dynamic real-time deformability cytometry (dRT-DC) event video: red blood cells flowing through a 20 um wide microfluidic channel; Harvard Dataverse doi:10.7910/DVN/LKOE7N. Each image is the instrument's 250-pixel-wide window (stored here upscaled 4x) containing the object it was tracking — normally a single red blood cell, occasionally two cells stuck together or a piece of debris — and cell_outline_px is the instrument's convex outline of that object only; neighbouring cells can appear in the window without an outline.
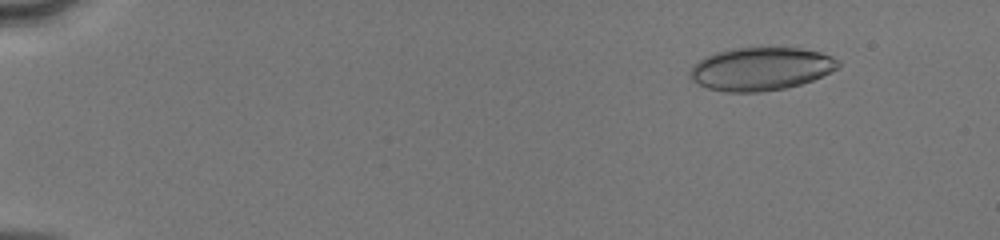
{"species": "human", "species_latin": "Homo sapiens", "temperature_condition": "cold", "stored_images_in_passage": 51, "camera_frame_rate_fps": 3000, "um_per_image_px": 0.085, "donor": {"sex": "male"}, "frame": {"image": 1, "passage_image": 6, "time_ms": 1.667, "image_size_px": [1000, 240], "cell_outline_px": [[840, 64], [836, 68], [812, 80], [800, 84], [784, 88], [760, 92], [724, 92], [708, 88], [692, 80], [688, 76], [688, 72], [704, 56], [716, 52], [732, 48], [800, 48], [820, 52], [832, 56], [840, 60]], "centroid_in_image_um": [64.65, 5.85], "position_along_channel_um": 20.4, "area_um2": 36.99}}
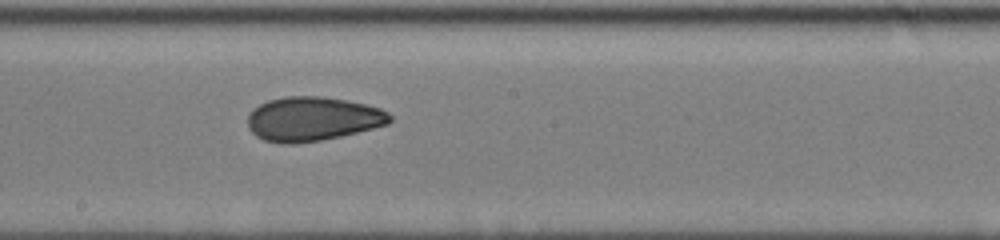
{"frame": {"image": 2, "passage_image": 30, "time_ms": 9.667, "image_size_px": [1000, 240], "cell_outline_px": [[392, 120], [388, 124], [340, 136], [320, 140], [292, 144], [284, 144], [264, 140], [256, 136], [248, 128], [248, 116], [252, 108], [268, 100], [284, 96], [320, 96], [348, 100], [380, 108], [388, 112], [392, 116]], "centroid_in_image_um": [26.55, 10.1], "position_along_channel_um": 221.7, "area_um2": 36.65}}
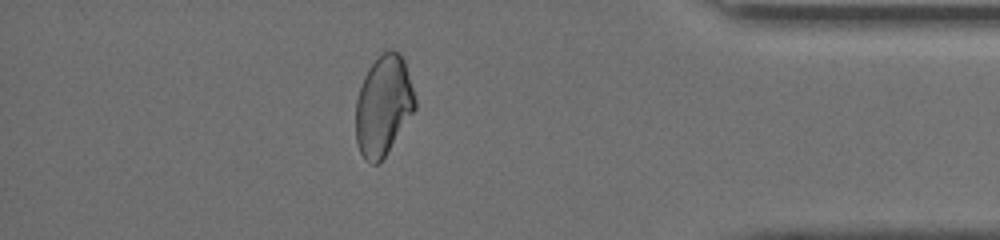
{"frame": {"image": 3, "passage_image": 45, "time_ms": 14.667, "image_size_px": [1000, 240], "cell_outline_px": [[416, 108], [384, 156], [376, 164], [372, 164], [364, 160], [360, 152], [356, 140], [356, 100], [364, 76], [368, 68], [384, 52], [392, 48], [400, 52], [404, 60], [416, 100]], "centroid_in_image_um": [32.58, 8.96], "position_along_channel_um": 402.6, "area_um2": 34.16}, "authors_computed_cell_mechanics": {"area_um2": 36.8764, "velocity_mm_per_s": 4.1468, "shape_relaxation_time_tau1_ms": 6.4348, "shape_relaxation_time_tau2_ms": 2.4007, "deformation_change_tau1": 0.1258, "deformation_change_tau2": 0.0825}}